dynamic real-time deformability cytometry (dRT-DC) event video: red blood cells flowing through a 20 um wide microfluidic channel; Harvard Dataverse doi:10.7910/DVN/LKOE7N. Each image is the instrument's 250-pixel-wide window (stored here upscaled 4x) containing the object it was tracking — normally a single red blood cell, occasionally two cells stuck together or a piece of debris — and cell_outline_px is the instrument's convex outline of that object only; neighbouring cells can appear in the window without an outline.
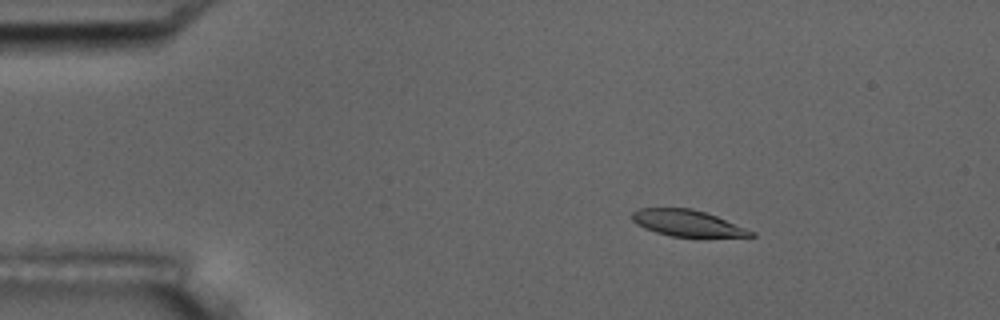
{"species": "common noctule bat (a hibernating species)", "species_latin": "Nyctalus noctula", "temperature_condition": "room temperature", "stored_images_in_passage": 6, "camera_frame_rate_fps": 3000, "um_per_image_px": 0.085, "animal": {"sex": "male", "body_mass_g": 17.5, "forearm_length_mm": 52.3}, "frame": {"image": 1, "passage_image": 3, "time_ms": 2.333, "image_size_px": [1000, 320], "cell_outline_px": [[756, 236], [672, 236], [656, 232], [644, 228], [636, 224], [632, 220], [632, 212], [640, 208], [692, 208], [716, 216], [756, 232]], "centroid_in_image_um": [58.39, 18.95], "position_along_channel_um": 26.6, "area_um2": 17.92}}